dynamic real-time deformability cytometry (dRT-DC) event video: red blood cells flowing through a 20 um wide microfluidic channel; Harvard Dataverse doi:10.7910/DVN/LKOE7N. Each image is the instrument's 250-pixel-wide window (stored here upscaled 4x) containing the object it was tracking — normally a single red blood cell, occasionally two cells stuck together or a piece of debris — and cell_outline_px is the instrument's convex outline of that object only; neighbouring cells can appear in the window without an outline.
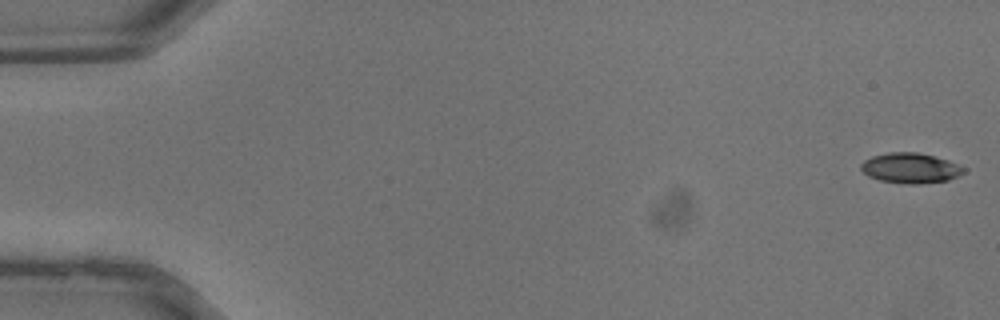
{"species": "common noctule bat (a hibernating species)", "species_latin": "Nyctalus noctula", "temperature_condition": "warm", "stored_images_in_passage": 8, "camera_frame_rate_fps": 3000, "um_per_image_px": 0.085, "animal": {"sex": "male", "body_mass_g": 13.3}, "frame": {"image": 1, "passage_image": 1, "time_ms": 0.0, "image_size_px": [1000, 320], "cell_outline_px": [[968, 168], [964, 172], [948, 180], [920, 184], [904, 184], [880, 180], [868, 176], [860, 168], [860, 164], [864, 160], [872, 156], [888, 152], [916, 152], [948, 160]], "centroid_in_image_um": [77.38, 14.29], "position_along_channel_um": 7.6, "area_um2": 18.15}}